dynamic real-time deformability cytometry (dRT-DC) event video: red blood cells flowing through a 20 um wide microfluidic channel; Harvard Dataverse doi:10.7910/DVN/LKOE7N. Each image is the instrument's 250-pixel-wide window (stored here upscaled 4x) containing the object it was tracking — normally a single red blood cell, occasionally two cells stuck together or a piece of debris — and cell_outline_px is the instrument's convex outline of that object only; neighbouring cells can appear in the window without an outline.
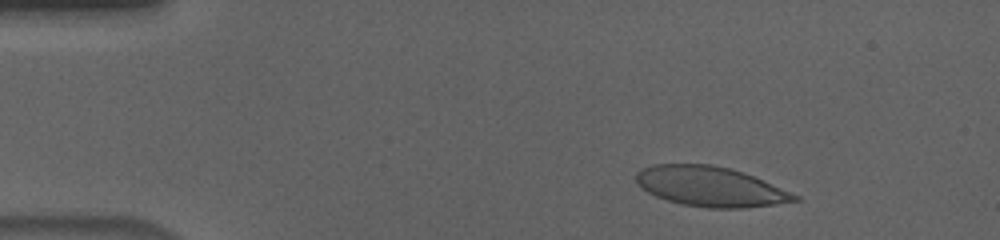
{"species": "human", "species_latin": "Homo sapiens", "temperature_condition": "cold", "stored_images_in_passage": 54, "camera_frame_rate_fps": 3000, "um_per_image_px": 0.085, "donor": {"sex": "male"}, "frame": {"image": 1, "passage_image": 6, "time_ms": 1.667, "image_size_px": [1000, 240], "cell_outline_px": [[800, 200], [776, 204], [744, 208], [708, 208], [680, 204], [656, 196], [648, 192], [636, 184], [636, 172], [640, 168], [652, 164], [712, 164], [744, 172], [800, 196]], "centroid_in_image_um": [60.35, 15.85], "position_along_channel_um": 24.7, "area_um2": 36.93}}
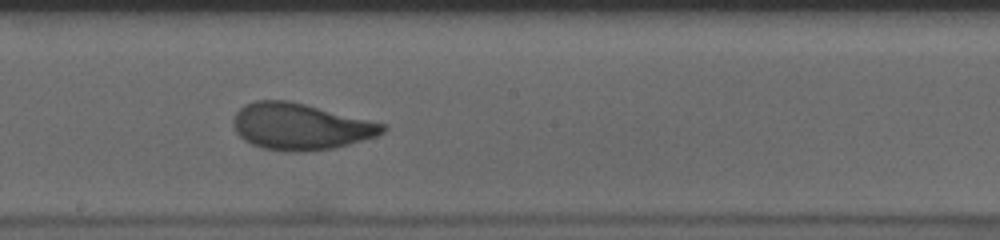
{"frame": {"image": 2, "passage_image": 29, "time_ms": 9.333, "image_size_px": [1000, 240], "cell_outline_px": [[388, 128], [384, 132], [376, 136], [336, 148], [300, 152], [288, 152], [264, 148], [252, 144], [244, 140], [236, 132], [232, 124], [232, 120], [236, 112], [244, 104], [256, 100], [288, 100], [388, 124]], "centroid_in_image_um": [25.54, 10.75], "position_along_channel_um": 222.7, "area_um2": 40.69}}
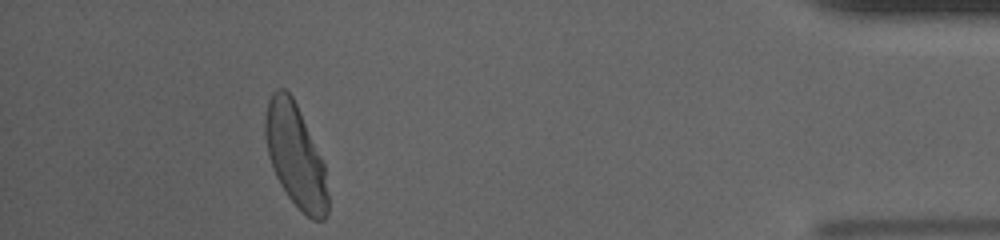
{"frame": {"image": 3, "passage_image": 49, "time_ms": 16.0, "image_size_px": [1000, 240], "cell_outline_px": [[328, 216], [324, 220], [312, 220], [288, 196], [280, 184], [272, 168], [268, 156], [264, 136], [264, 116], [268, 100], [272, 92], [276, 88], [284, 88], [292, 96], [300, 112], [324, 164], [328, 192]], "centroid_in_image_um": [25.09, 13.23], "position_along_channel_um": 410.1, "area_um2": 37.51}, "authors_computed_cell_mechanics": {"area_um2": 38.9861, "velocity_mm_per_s": 3.6304, "shape_relaxation_time_tau1_ms": 4.3121, "shape_relaxation_time_tau2_ms": null, "deformation_change_tau1": 0.1669, "deformation_change_tau2": null}}